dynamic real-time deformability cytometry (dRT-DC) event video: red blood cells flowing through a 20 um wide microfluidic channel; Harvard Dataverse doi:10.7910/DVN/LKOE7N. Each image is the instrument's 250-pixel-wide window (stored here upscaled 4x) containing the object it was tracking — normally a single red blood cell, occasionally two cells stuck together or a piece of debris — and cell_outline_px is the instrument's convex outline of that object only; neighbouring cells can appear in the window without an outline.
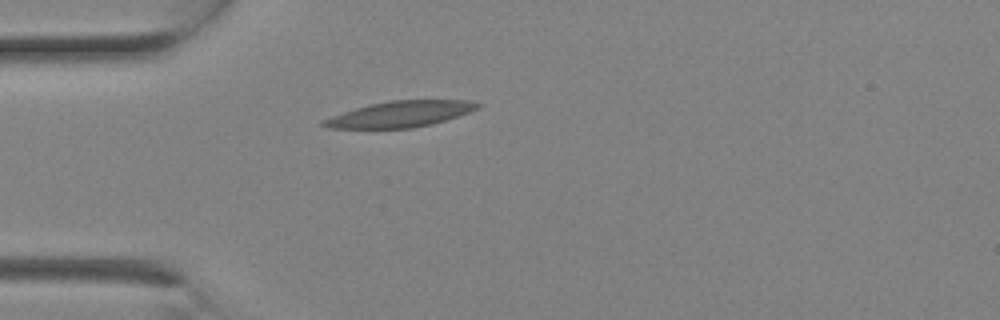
{"species": "Egyptian fruit bat (a non-hibernating species)", "species_latin": "Rousettus aegyptiacus", "temperature_condition": "room temperature", "stored_images_in_passage": 3, "camera_frame_rate_fps": 3000, "um_per_image_px": 0.085, "animal": {"sex": "female"}, "frame": {"image": 1, "passage_image": 3, "time_ms": 0.667, "image_size_px": [1000, 320], "cell_outline_px": [[484, 104], [480, 108], [432, 124], [412, 128], [328, 128], [320, 124], [320, 120], [368, 104], [388, 100], [468, 100]], "centroid_in_image_um": [34.02, 9.69], "position_along_channel_um": 51.0, "area_um2": 23.29}}